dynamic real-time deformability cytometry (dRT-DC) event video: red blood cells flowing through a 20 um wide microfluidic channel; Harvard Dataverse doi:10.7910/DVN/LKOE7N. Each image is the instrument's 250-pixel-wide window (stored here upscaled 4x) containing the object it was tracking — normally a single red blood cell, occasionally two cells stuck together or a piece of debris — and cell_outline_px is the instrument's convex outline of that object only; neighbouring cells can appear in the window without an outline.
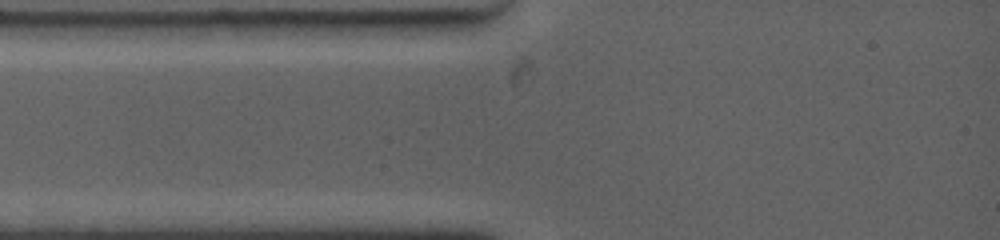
{"species": "common noctule bat (a hibernating species)", "species_latin": "Nyctalus noctula", "temperature_condition": "warm", "stored_images_in_passage": 1, "camera_frame_rate_fps": 4500, "um_per_image_px": 0.085, "animal": {"sex": "female", "body_mass_g": 19.0, "forearm_length_mm": 53.3}, "frame": {"image": 1, "passage_image": 1, "time_ms": 0.0, "image_size_px": [1000, 240], "cell_outline_px": [[900, 132], [868, 172], [848, 180], [844, 172], [860, 132], [884, 124]], "centroid_in_image_um": [73.89, 12.72], "position_along_channel_um": 11.1, "area_um2": 11.1}}